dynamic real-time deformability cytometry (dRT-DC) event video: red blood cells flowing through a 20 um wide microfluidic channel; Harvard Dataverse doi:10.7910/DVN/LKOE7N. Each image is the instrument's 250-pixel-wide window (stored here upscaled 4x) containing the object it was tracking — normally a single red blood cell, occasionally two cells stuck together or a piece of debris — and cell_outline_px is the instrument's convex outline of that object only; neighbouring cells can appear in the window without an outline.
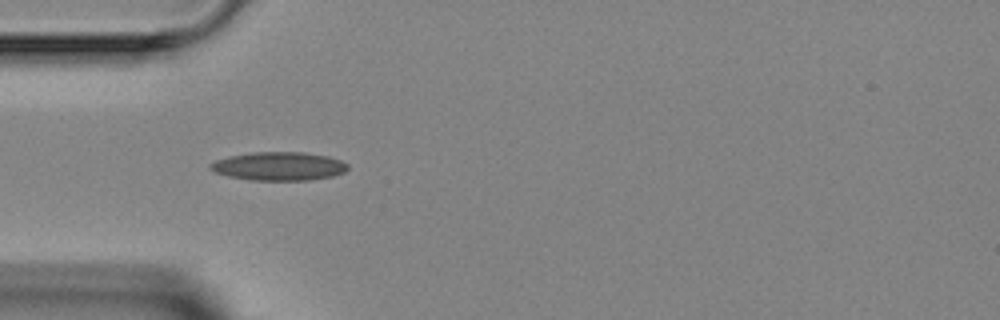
{"species": "Egyptian fruit bat (a non-hibernating species)", "species_latin": "Rousettus aegyptiacus", "temperature_condition": "room temperature", "stored_images_in_passage": 4, "camera_frame_rate_fps": 3000, "um_per_image_px": 0.085, "animal": {"sex": "female"}, "frame": {"image": 1, "passage_image": 3, "time_ms": 2.333, "image_size_px": [1000, 320], "cell_outline_px": [[348, 168], [344, 172], [332, 176], [308, 180], [252, 180], [228, 176], [216, 172], [208, 168], [208, 164], [216, 160], [232, 156], [252, 152], [304, 152], [328, 156], [340, 160], [348, 164]], "centroid_in_image_um": [23.71, 14.12], "position_along_channel_um": 61.3, "area_um2": 22.72}}
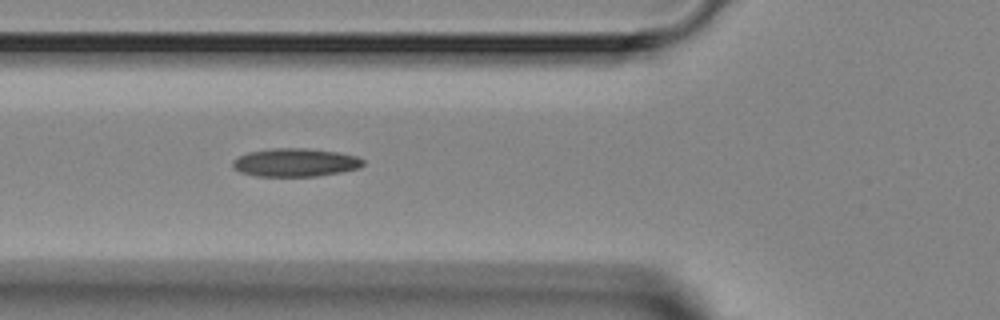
{"frame": {"image": 2, "passage_image": 4, "time_ms": 3.333, "image_size_px": [1000, 320], "cell_outline_px": [[364, 164], [360, 168], [340, 172], [316, 176], [256, 176], [240, 172], [232, 164], [232, 160], [248, 152], [272, 148], [308, 148], [336, 152], [356, 156], [364, 160]], "centroid_in_image_um": [25.11, 13.81], "position_along_channel_um": 100.7, "area_um2": 21.39}}